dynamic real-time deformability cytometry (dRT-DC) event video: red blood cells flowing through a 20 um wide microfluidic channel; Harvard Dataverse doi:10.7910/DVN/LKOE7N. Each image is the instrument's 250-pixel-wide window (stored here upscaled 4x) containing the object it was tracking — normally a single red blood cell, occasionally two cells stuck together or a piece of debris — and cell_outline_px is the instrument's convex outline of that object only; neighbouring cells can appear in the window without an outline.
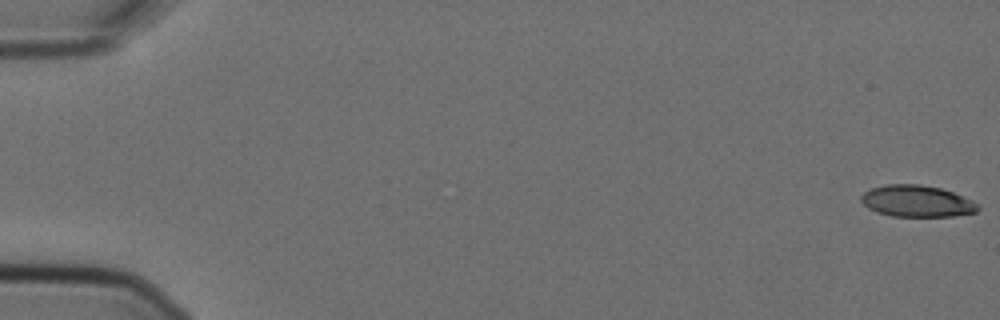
{"species": "Egyptian fruit bat (a non-hibernating species)", "species_latin": "Rousettus aegyptiacus", "temperature_condition": "cold", "stored_images_in_passage": 3, "camera_frame_rate_fps": 3000, "um_per_image_px": 0.085, "animal": {"sex": "female"}, "frame": {"image": 1, "passage_image": 1, "time_ms": 0.0, "image_size_px": [1000, 320], "cell_outline_px": [[980, 208], [976, 212], [952, 216], [892, 216], [876, 212], [868, 208], [860, 200], [860, 196], [864, 192], [872, 188], [884, 184], [920, 184], [940, 188], [952, 192], [972, 200], [980, 204]], "centroid_in_image_um": [77.92, 17.09], "position_along_channel_um": 7.1, "area_um2": 21.56}}